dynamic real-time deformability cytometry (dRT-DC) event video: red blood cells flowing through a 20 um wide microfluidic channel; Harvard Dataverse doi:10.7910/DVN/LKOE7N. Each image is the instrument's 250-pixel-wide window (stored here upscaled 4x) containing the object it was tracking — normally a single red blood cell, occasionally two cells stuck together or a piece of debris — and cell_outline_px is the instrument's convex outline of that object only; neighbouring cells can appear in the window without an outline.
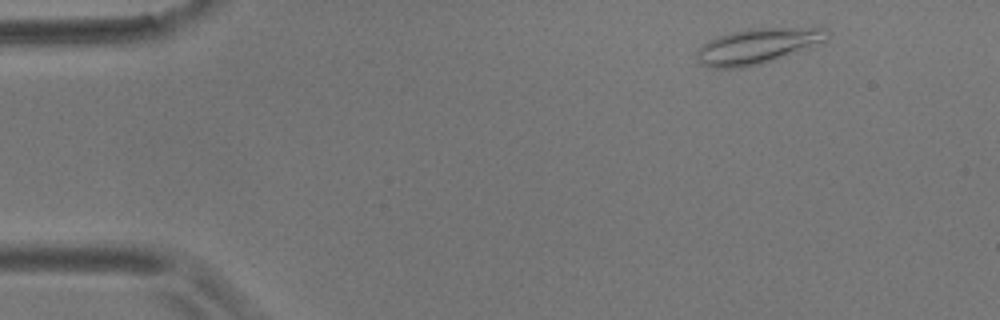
{"species": "common noctule bat (a hibernating species)", "species_latin": "Nyctalus noctula", "temperature_condition": "room temperature", "stored_images_in_passage": 5, "camera_frame_rate_fps": 3000, "um_per_image_px": 0.085, "animal": {"sex": "male", "body_mass_g": 17.9}, "frame": {"image": 1, "passage_image": 1, "time_ms": 0.0, "image_size_px": [1000, 320], "cell_outline_px": [[828, 40], [808, 48], [760, 64], [740, 68], [708, 68], [696, 56], [696, 48], [708, 40], [716, 36], [748, 28], [824, 24], [828, 32]], "centroid_in_image_um": [64.5, 3.84], "position_along_channel_um": 20.5, "area_um2": 27.92}}